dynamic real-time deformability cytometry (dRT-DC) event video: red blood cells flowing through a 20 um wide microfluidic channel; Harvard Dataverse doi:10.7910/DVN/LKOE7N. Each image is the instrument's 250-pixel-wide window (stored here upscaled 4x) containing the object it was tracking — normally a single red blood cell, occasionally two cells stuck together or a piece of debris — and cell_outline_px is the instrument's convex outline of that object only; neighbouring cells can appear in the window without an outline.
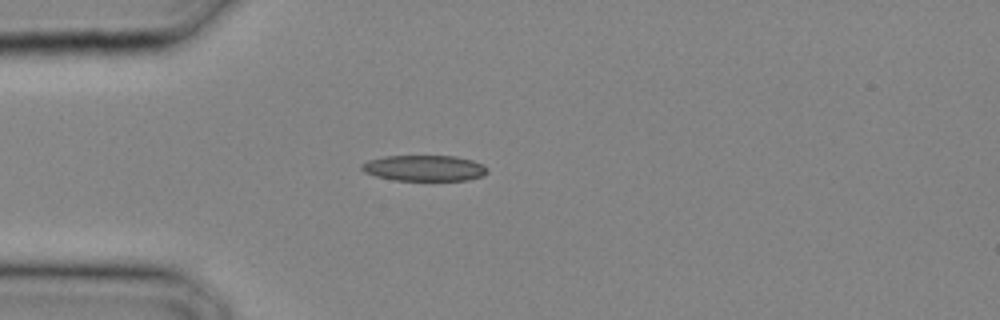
{"species": "common noctule bat (a hibernating species)", "species_latin": "Nyctalus noctula", "temperature_condition": "cold", "stored_images_in_passage": 22, "camera_frame_rate_fps": 3000, "um_per_image_px": 0.085, "animal": {"sex": "male", "body_mass_g": 20.4}, "frame": {"image": 1, "passage_image": 1, "time_ms": 0.0, "image_size_px": [1000, 320], "cell_outline_px": [[488, 172], [480, 176], [468, 180], [396, 180], [376, 176], [364, 172], [360, 168], [360, 164], [368, 160], [384, 156], [456, 156], [472, 160], [484, 164], [488, 168]], "centroid_in_image_um": [36.06, 14.28], "position_along_channel_um": 48.9, "area_um2": 18.96}}
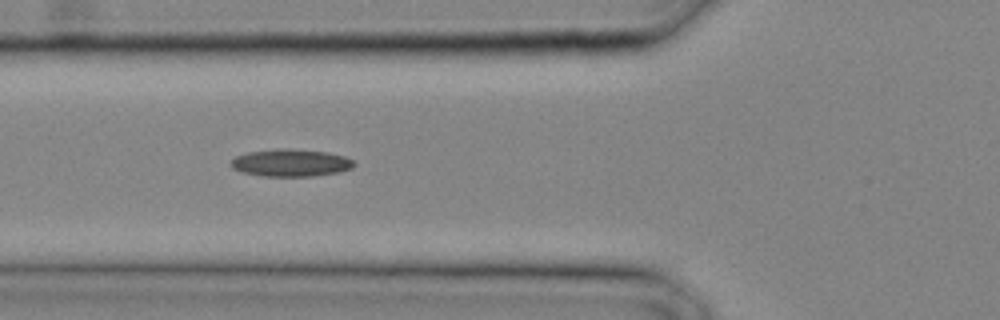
{"frame": {"image": 2, "passage_image": 4, "time_ms": 1.0, "image_size_px": [1000, 320], "cell_outline_px": [[356, 164], [352, 168], [340, 172], [312, 176], [260, 176], [240, 172], [232, 168], [228, 164], [236, 156], [248, 152], [284, 148], [292, 148], [328, 152], [344, 156], [352, 160]], "centroid_in_image_um": [24.7, 13.84], "position_along_channel_um": 101.1, "area_um2": 19.83}}